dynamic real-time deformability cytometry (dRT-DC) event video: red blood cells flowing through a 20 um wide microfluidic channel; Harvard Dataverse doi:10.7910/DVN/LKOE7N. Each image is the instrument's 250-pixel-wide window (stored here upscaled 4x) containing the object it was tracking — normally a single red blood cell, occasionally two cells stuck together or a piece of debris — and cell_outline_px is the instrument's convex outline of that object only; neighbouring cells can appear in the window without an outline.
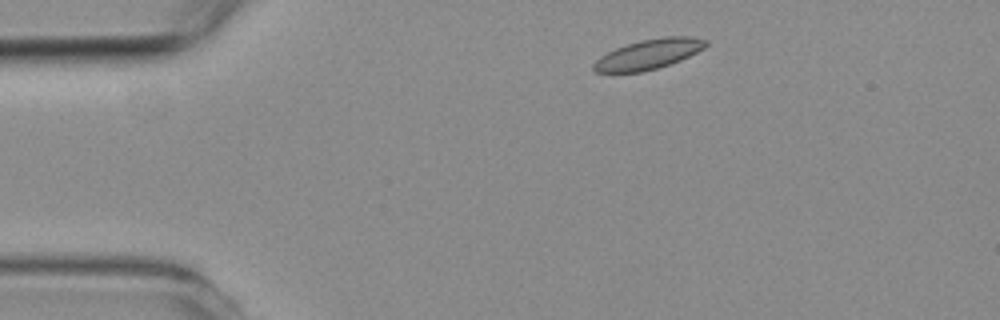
{"species": "common noctule bat (a hibernating species)", "species_latin": "Nyctalus noctula", "temperature_condition": "room temperature", "stored_images_in_passage": 5, "camera_frame_rate_fps": 3000, "um_per_image_px": 0.085, "animal": {"sex": "female", "body_mass_g": 19.3, "forearm_length_mm": 54.1}, "frame": {"image": 1, "passage_image": 1, "time_ms": 0.0, "image_size_px": [1000, 320], "cell_outline_px": [[708, 44], [704, 48], [680, 60], [656, 68], [640, 72], [596, 72], [592, 68], [592, 64], [600, 56], [616, 48], [640, 40], [664, 36], [692, 36], [708, 40]], "centroid_in_image_um": [55.14, 4.59], "position_along_channel_um": 29.9, "area_um2": 19.42}}
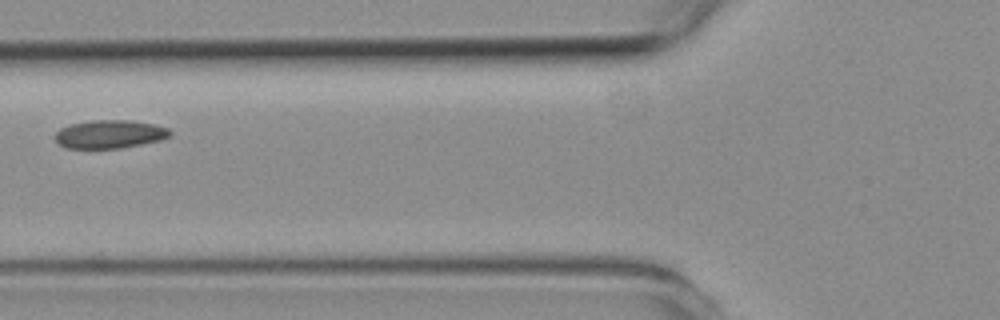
{"frame": {"image": 2, "passage_image": 4, "time_ms": 3.667, "image_size_px": [1000, 320], "cell_outline_px": [[172, 136], [160, 140], [120, 148], [64, 148], [56, 140], [56, 132], [60, 128], [72, 124], [92, 120], [132, 120], [152, 124], [168, 128], [172, 132]], "centroid_in_image_um": [9.35, 11.4], "position_along_channel_um": 116.5, "area_um2": 18.84}}
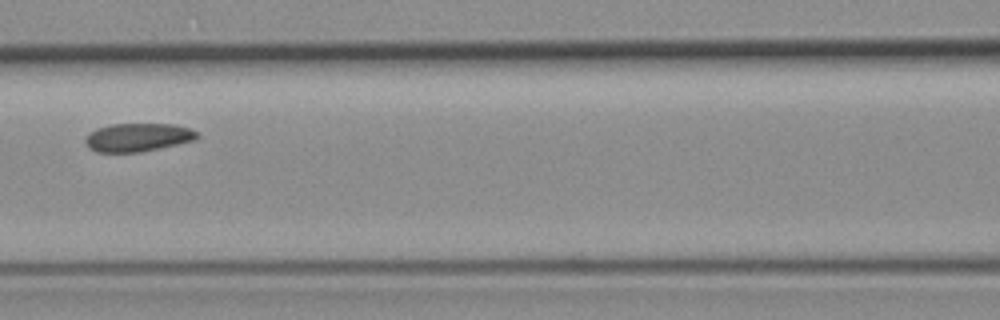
{"frame": {"image": 3, "passage_image": 5, "time_ms": 4.667, "image_size_px": [1000, 320], "cell_outline_px": [[200, 136], [196, 140], [160, 148], [140, 152], [96, 152], [88, 148], [84, 140], [88, 132], [96, 128], [112, 124], [172, 124], [188, 128], [196, 132]], "centroid_in_image_um": [11.68, 11.68], "position_along_channel_um": 154.9, "area_um2": 18.55}}